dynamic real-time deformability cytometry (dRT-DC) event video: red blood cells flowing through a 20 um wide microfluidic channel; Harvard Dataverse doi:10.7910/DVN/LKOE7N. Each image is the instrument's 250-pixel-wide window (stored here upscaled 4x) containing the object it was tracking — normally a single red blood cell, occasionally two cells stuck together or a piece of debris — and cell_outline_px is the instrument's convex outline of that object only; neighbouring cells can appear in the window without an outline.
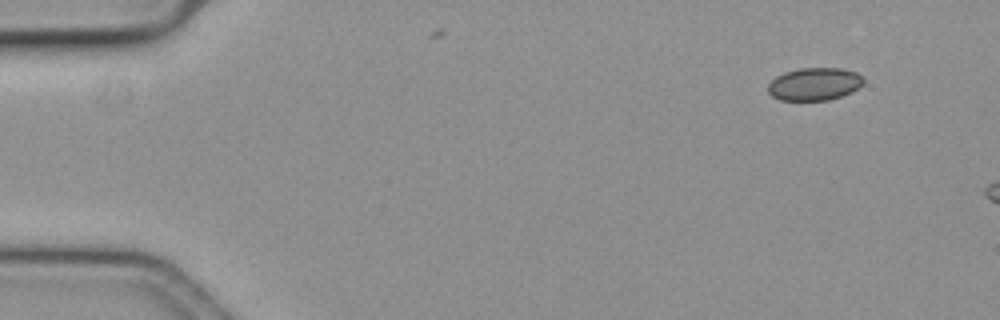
{"species": "common noctule bat (a hibernating species)", "species_latin": "Nyctalus noctula", "temperature_condition": "cold", "stored_images_in_passage": 4, "camera_frame_rate_fps": 3000, "um_per_image_px": 0.085, "animal": {"sex": "female", "body_mass_g": 19.3, "forearm_length_mm": 54.1}, "frame": {"image": 1, "passage_image": 1, "time_ms": 0.0, "image_size_px": [1000, 320], "cell_outline_px": [[864, 84], [852, 92], [828, 100], [780, 100], [772, 96], [768, 92], [768, 84], [776, 76], [784, 72], [800, 68], [840, 68], [856, 72], [864, 80]], "centroid_in_image_um": [69.22, 7.14], "position_along_channel_um": 15.8, "area_um2": 18.21}}